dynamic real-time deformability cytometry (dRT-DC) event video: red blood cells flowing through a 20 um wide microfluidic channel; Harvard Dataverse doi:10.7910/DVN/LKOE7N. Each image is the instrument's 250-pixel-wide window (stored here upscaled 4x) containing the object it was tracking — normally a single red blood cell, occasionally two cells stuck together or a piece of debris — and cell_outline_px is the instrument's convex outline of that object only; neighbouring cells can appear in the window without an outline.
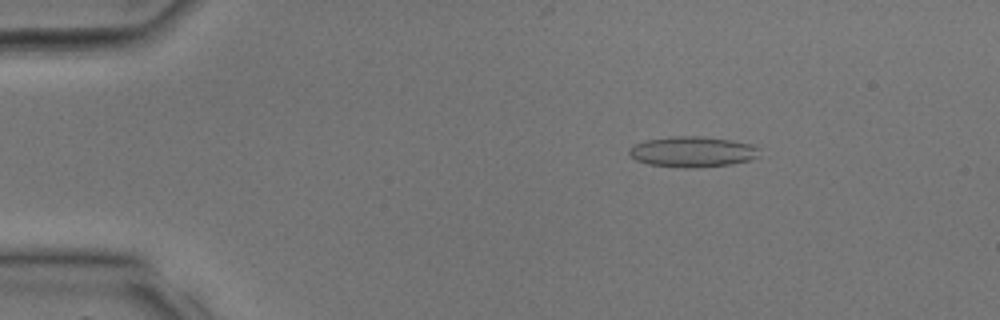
{"species": "common noctule bat (a hibernating species)", "species_latin": "Nyctalus noctula", "temperature_condition": "room temperature", "stored_images_in_passage": 32, "camera_frame_rate_fps": 3000, "um_per_image_px": 0.085, "animal": {"sex": "male", "body_mass_g": 17.9, "forearm_length_mm": 54.2}, "frame": {"image": 1, "passage_image": 4, "time_ms": 1.0, "image_size_px": [1000, 320], "cell_outline_px": [[760, 156], [748, 160], [732, 164], [696, 168], [684, 168], [648, 164], [636, 160], [628, 152], [628, 148], [644, 140], [672, 136], [704, 136], [732, 140], [752, 144], [760, 148]], "centroid_in_image_um": [58.89, 12.89], "position_along_channel_um": 26.1, "area_um2": 23.52}}
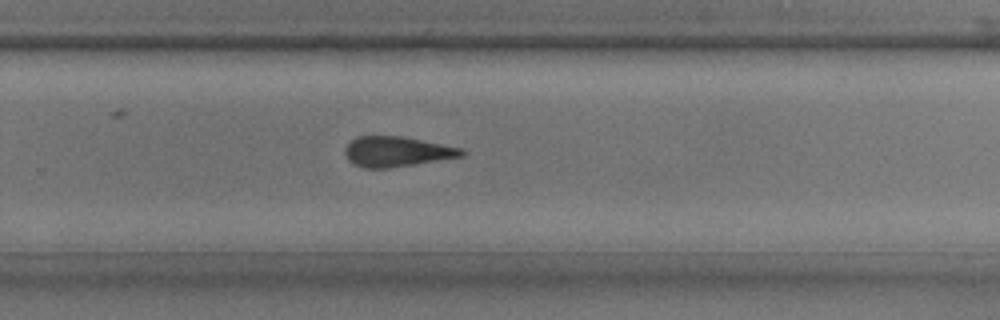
{"frame": {"image": 2, "passage_image": 21, "time_ms": 6.667, "image_size_px": [1000, 320], "cell_outline_px": [[468, 152], [464, 156], [388, 168], [364, 168], [348, 160], [344, 152], [344, 148], [356, 136], [404, 136], [464, 148]], "centroid_in_image_um": [33.77, 12.87], "position_along_channel_um": 296.0, "area_um2": 20.63}}
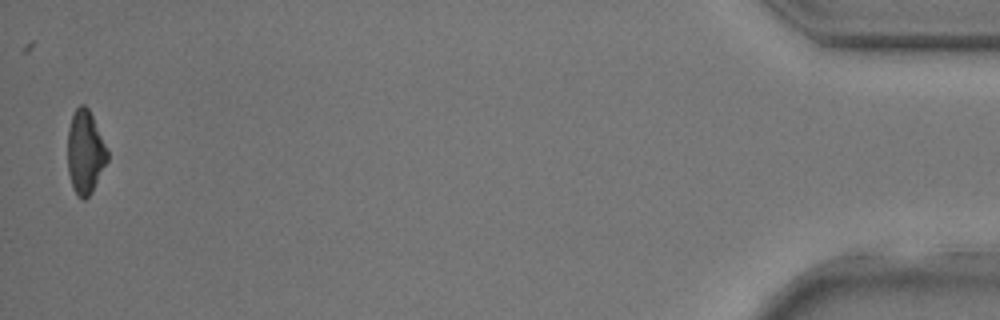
{"frame": {"image": 3, "passage_image": 32, "time_ms": 10.333, "image_size_px": [1000, 320], "cell_outline_px": [[108, 160], [92, 192], [84, 200], [80, 200], [76, 196], [72, 188], [68, 172], [68, 128], [72, 116], [76, 108], [80, 104], [84, 104], [88, 108], [108, 148]], "centroid_in_image_um": [7.24, 12.97], "position_along_channel_um": 428.0, "area_um2": 19.54}}